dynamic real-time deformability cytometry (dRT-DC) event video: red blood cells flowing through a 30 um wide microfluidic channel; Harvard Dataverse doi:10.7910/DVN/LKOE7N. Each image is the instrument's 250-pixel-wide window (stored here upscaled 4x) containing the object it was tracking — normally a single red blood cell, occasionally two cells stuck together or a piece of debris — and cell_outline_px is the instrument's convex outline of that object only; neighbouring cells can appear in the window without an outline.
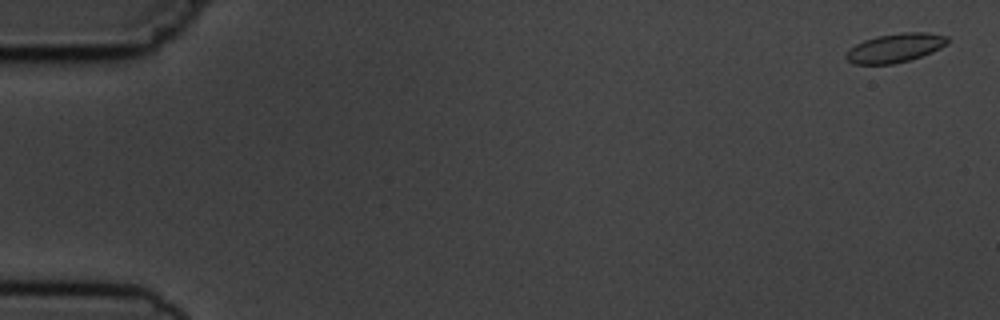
{"species": "common noctule bat (a hibernating species)", "species_latin": "Nyctalus noctula", "temperature_condition": "cold", "stored_images_in_passage": 6, "segment_of_instrument_passage": [2, 2], "camera_frame_rate_fps": 3000, "um_per_image_px": 0.085, "animal": {"sex": "male", "body_mass_g": 19.5, "forearm_length_mm": 54.6}, "frame": {"image": 1, "passage_image": 6, "time_ms": 6.0, "image_size_px": [1000, 320], "cell_outline_px": [[948, 44], [932, 52], [908, 60], [892, 64], [852, 64], [844, 56], [856, 44], [864, 40], [876, 36], [904, 32], [928, 32], [948, 36]], "centroid_in_image_um": [76.11, 4.06], "position_along_channel_um": 8.9, "area_um2": 16.99}}